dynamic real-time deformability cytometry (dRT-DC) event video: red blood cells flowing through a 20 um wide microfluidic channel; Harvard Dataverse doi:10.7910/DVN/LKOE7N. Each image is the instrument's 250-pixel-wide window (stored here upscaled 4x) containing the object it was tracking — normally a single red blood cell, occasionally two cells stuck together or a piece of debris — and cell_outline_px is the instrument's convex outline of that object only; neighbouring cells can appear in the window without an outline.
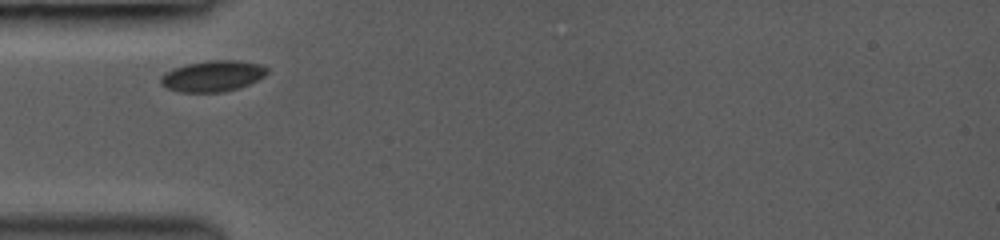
{"species": "common noctule bat (a hibernating species)", "species_latin": "Nyctalus noctula", "temperature_condition": "room temperature", "stored_images_in_passage": 16, "camera_frame_rate_fps": 3000, "um_per_image_px": 0.085, "animal": {"sex": "female", "body_mass_g": 19.0, "forearm_length_mm": 53.3}, "frame": {"image": 1, "passage_image": 1, "time_ms": 0.0, "image_size_px": [1000, 240], "cell_outline_px": [[268, 72], [264, 76], [240, 88], [224, 92], [180, 92], [168, 88], [160, 84], [160, 76], [164, 72], [188, 64], [212, 60], [236, 60], [260, 64], [268, 68]], "centroid_in_image_um": [18.08, 6.47], "position_along_channel_um": 66.9, "area_um2": 19.13}}
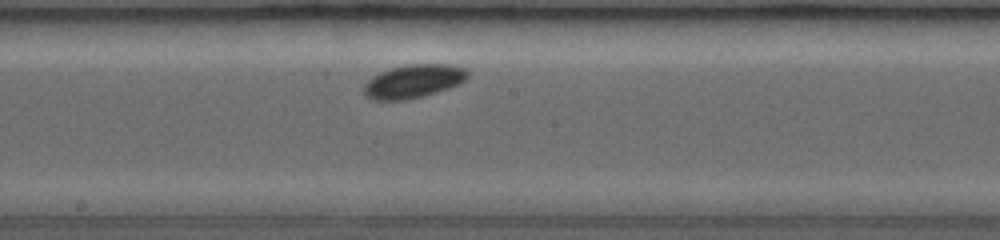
{"frame": {"image": 2, "passage_image": 8, "time_ms": 3.667, "image_size_px": [1000, 240], "cell_outline_px": [[468, 76], [460, 84], [436, 92], [408, 100], [372, 100], [364, 92], [364, 84], [372, 76], [380, 72], [392, 68], [408, 64], [448, 64], [464, 68], [468, 72]], "centroid_in_image_um": [35.14, 6.91], "position_along_channel_um": 213.1, "area_um2": 20.11}}
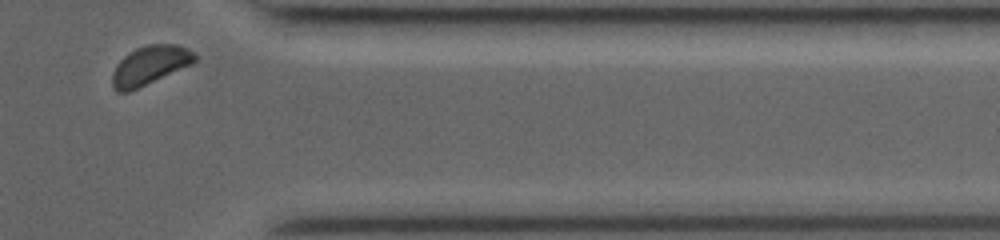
{"frame": {"image": 3, "passage_image": 16, "time_ms": 8.333, "image_size_px": [1000, 240], "cell_outline_px": [[196, 60], [192, 64], [128, 92], [116, 92], [112, 88], [112, 72], [116, 64], [128, 52], [136, 48], [148, 44], [176, 44], [188, 48], [196, 56]], "centroid_in_image_um": [12.7, 5.55], "position_along_channel_um": 398.7, "area_um2": 18.67}, "authors_computed_cell_mechanics": {"area_um2": 19.4497, "velocity_mm_per_s": 4.0065, "shape_relaxation_time_tau1_ms": 0.6188, "shape_relaxation_time_tau2_ms": null, "deformation_change_tau1": 0.0416, "deformation_change_tau2": null}}